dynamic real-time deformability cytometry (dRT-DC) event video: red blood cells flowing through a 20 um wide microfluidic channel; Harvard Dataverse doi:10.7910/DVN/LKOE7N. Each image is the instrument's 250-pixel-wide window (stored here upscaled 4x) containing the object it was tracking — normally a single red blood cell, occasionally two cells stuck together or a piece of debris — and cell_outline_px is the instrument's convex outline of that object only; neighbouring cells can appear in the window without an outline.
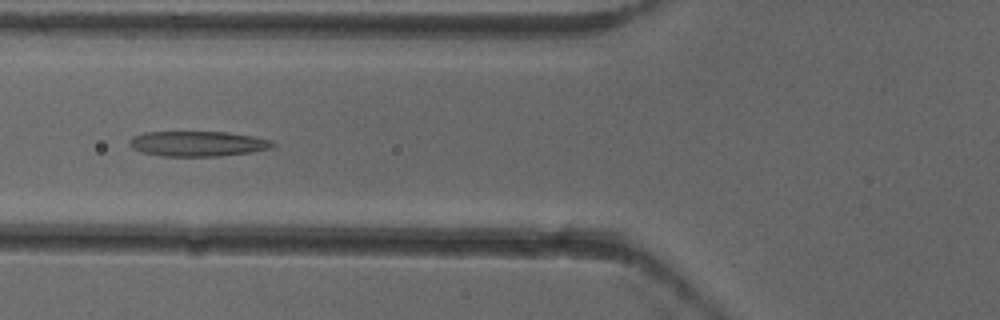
{"species": "common noctule bat (a hibernating species)", "species_latin": "Nyctalus noctula", "temperature_condition": "cold", "stored_images_in_passage": 3, "camera_frame_rate_fps": 3000, "um_per_image_px": 0.085, "animal": {"sex": "female"}, "frame": {"image": 1, "passage_image": 3, "time_ms": 0.667, "image_size_px": [1000, 320], "cell_outline_px": [[276, 144], [272, 148], [252, 152], [216, 156], [160, 156], [140, 152], [132, 148], [128, 144], [128, 140], [132, 136], [144, 132], [228, 132], [252, 136], [272, 140]], "centroid_in_image_um": [16.78, 12.21], "position_along_channel_um": 109.0, "area_um2": 21.21}}